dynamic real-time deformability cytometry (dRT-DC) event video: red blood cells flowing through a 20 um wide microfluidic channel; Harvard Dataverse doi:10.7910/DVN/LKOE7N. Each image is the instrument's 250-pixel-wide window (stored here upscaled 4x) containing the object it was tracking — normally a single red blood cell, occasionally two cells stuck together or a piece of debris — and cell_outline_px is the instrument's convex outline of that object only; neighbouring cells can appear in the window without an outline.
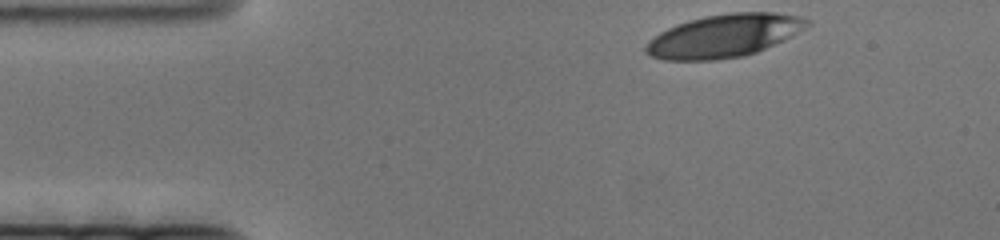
{"species": "human", "species_latin": "Homo sapiens", "temperature_condition": "cold", "stored_images_in_passage": 56, "camera_frame_rate_fps": 3000, "um_per_image_px": 0.085, "donor": {"sex": "female"}, "frame": {"image": 1, "passage_image": 1, "time_ms": 0.0, "image_size_px": [1000, 240], "cell_outline_px": [[812, 24], [792, 36], [756, 52], [744, 56], [716, 60], [664, 60], [648, 56], [644, 52], [644, 48], [648, 40], [660, 32], [676, 24], [688, 20], [704, 16], [732, 12], [772, 12], [800, 16], [812, 20]], "centroid_in_image_um": [61.54, 3.04], "position_along_channel_um": 23.5, "area_um2": 40.69}}
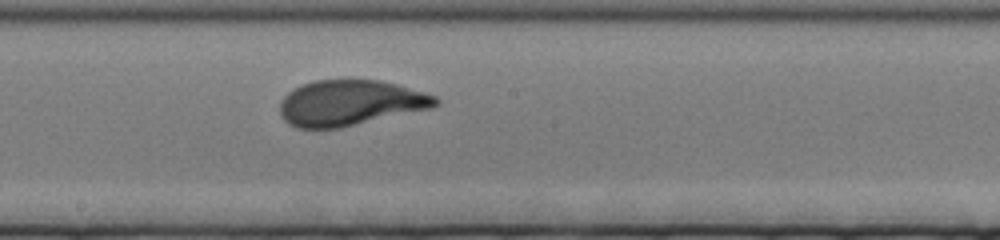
{"frame": {"image": 2, "passage_image": 32, "time_ms": 10.333, "image_size_px": [1000, 240], "cell_outline_px": [[440, 104], [432, 108], [340, 128], [296, 128], [288, 124], [284, 120], [280, 112], [280, 100], [288, 92], [304, 84], [316, 80], [380, 80], [396, 84], [424, 92], [436, 96], [440, 100]], "centroid_in_image_um": [29.77, 8.75], "position_along_channel_um": 218.4, "area_um2": 41.33}}
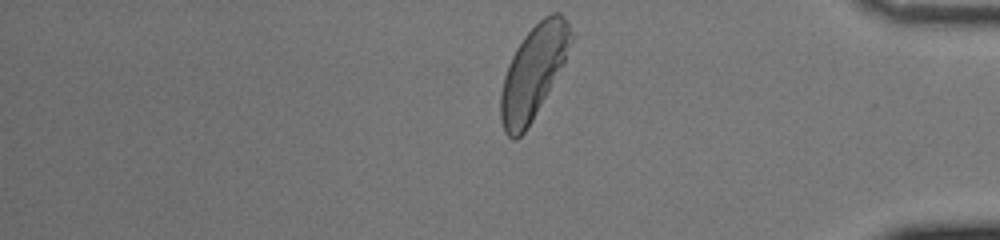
{"frame": {"image": 3, "passage_image": 56, "time_ms": 18.333, "image_size_px": [1000, 240], "cell_outline_px": [[572, 40], [564, 64], [532, 120], [524, 132], [516, 140], [512, 140], [504, 132], [500, 116], [500, 96], [504, 76], [508, 64], [516, 48], [524, 36], [544, 16], [552, 12], [560, 12], [564, 16], [572, 32]], "centroid_in_image_um": [45.33, 6.14], "position_along_channel_um": 389.9, "area_um2": 37.69}}